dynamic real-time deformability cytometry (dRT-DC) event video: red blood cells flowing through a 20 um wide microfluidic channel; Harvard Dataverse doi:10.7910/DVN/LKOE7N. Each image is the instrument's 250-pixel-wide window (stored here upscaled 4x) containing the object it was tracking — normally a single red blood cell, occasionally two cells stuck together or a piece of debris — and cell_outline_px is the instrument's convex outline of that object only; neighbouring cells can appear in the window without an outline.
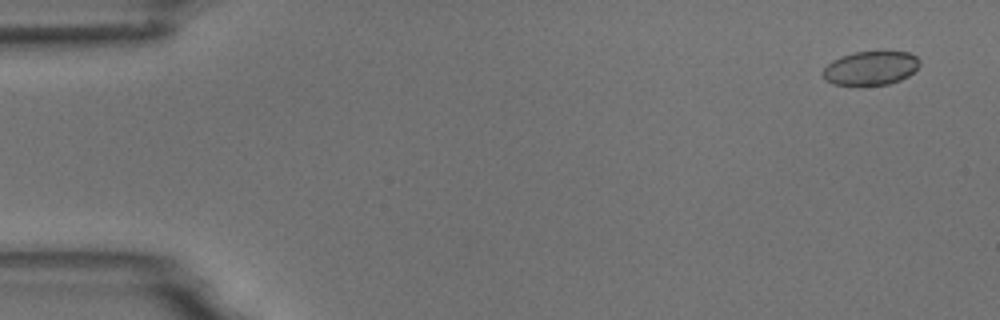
{"species": "common noctule bat (a hibernating species)", "species_latin": "Nyctalus noctula", "temperature_condition": "room temperature", "stored_images_in_passage": 8, "camera_frame_rate_fps": 3000, "um_per_image_px": 0.085, "animal": {"sex": "male", "body_mass_g": 18.8}, "frame": {"image": 1, "passage_image": 1, "time_ms": 0.0, "image_size_px": [1000, 320], "cell_outline_px": [[920, 64], [908, 76], [900, 80], [888, 84], [832, 84], [824, 80], [824, 68], [832, 60], [840, 56], [852, 52], [908, 52], [916, 56], [920, 60]], "centroid_in_image_um": [74.0, 5.77], "position_along_channel_um": 11.0, "area_um2": 18.84}}
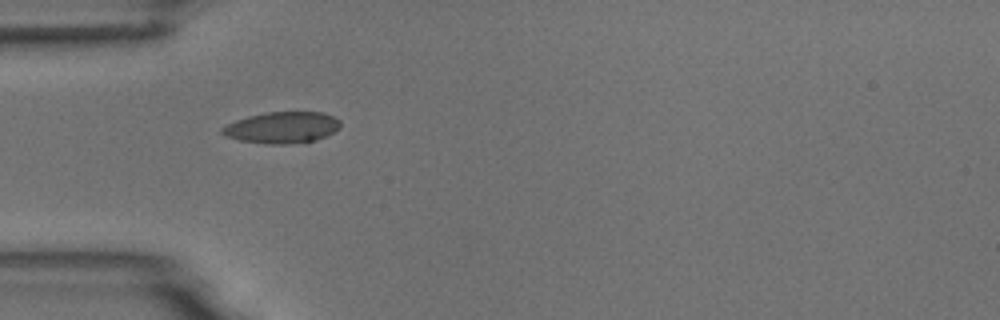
{"frame": {"image": 2, "passage_image": 5, "time_ms": 4.667, "image_size_px": [1000, 320], "cell_outline_px": [[340, 128], [316, 140], [284, 144], [268, 144], [240, 140], [224, 136], [220, 132], [220, 128], [236, 120], [248, 116], [268, 112], [324, 112], [340, 120]], "centroid_in_image_um": [23.96, 10.83], "position_along_channel_um": 61.0, "area_um2": 21.5}}